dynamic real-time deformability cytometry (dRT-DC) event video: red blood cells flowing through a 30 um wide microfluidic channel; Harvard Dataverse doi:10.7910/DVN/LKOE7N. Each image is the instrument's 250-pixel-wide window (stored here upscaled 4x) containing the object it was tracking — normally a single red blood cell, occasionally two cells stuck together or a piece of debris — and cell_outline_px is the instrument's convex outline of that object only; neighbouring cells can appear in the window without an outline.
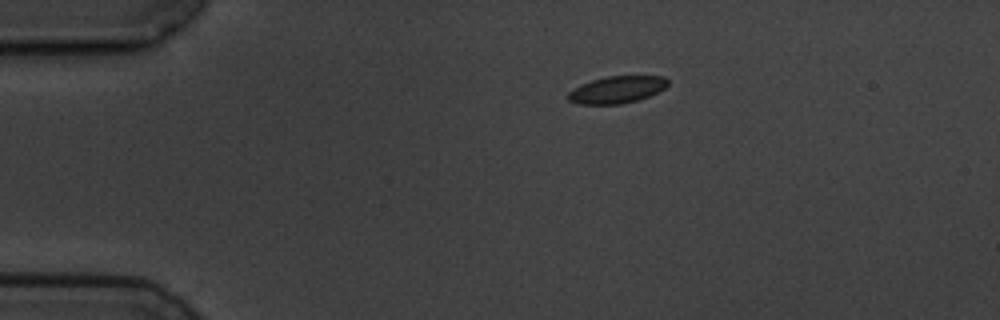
{"species": "common noctule bat (a hibernating species)", "species_latin": "Nyctalus noctula", "temperature_condition": "cold", "stored_images_in_passage": 3, "camera_frame_rate_fps": 3000, "um_per_image_px": 0.085, "animal": {"sex": "male", "body_mass_g": 19.5, "forearm_length_mm": 54.6}, "frame": {"image": 1, "passage_image": 1, "time_ms": 0.0, "image_size_px": [1000, 320], "cell_outline_px": [[668, 84], [664, 88], [648, 96], [636, 100], [620, 104], [580, 104], [568, 100], [568, 92], [580, 84], [592, 80], [608, 76], [664, 76], [668, 80]], "centroid_in_image_um": [52.41, 7.61], "position_along_channel_um": 32.6, "area_um2": 15.55}}